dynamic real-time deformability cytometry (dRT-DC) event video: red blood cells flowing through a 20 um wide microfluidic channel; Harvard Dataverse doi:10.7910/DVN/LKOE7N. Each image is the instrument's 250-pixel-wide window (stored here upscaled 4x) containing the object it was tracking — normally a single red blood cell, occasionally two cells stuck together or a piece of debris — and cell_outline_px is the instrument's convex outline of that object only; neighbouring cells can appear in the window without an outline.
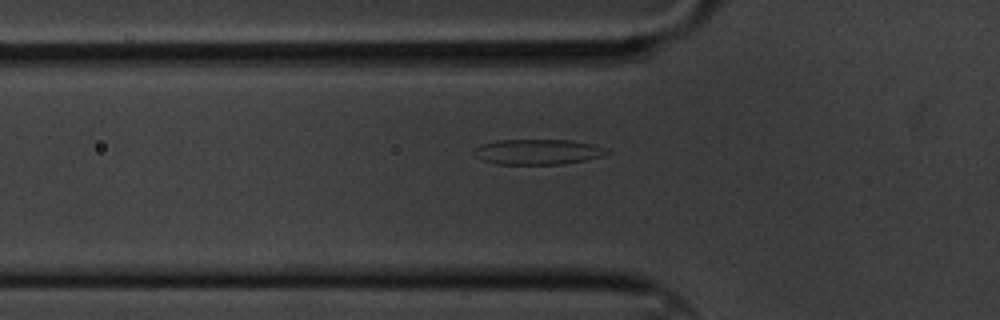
{"species": "common noctule bat (a hibernating species)", "species_latin": "Nyctalus noctula", "temperature_condition": "cold", "stored_images_in_passage": 4, "segment_of_instrument_passage": [2, 2], "camera_frame_rate_fps": 3000, "um_per_image_px": 0.085, "animal": {"sex": "male", "body_mass_g": 20.1, "forearm_length_mm": 53.5}, "frame": {"image": 1, "passage_image": 4, "time_ms": 1.0, "image_size_px": [1000, 320], "cell_outline_px": [[612, 152], [600, 156], [584, 160], [560, 164], [496, 164], [484, 160], [476, 156], [472, 152], [480, 144], [496, 140], [572, 140], [592, 144], [604, 148]], "centroid_in_image_um": [45.68, 12.9], "position_along_channel_um": 80.1, "area_um2": 19.48}}